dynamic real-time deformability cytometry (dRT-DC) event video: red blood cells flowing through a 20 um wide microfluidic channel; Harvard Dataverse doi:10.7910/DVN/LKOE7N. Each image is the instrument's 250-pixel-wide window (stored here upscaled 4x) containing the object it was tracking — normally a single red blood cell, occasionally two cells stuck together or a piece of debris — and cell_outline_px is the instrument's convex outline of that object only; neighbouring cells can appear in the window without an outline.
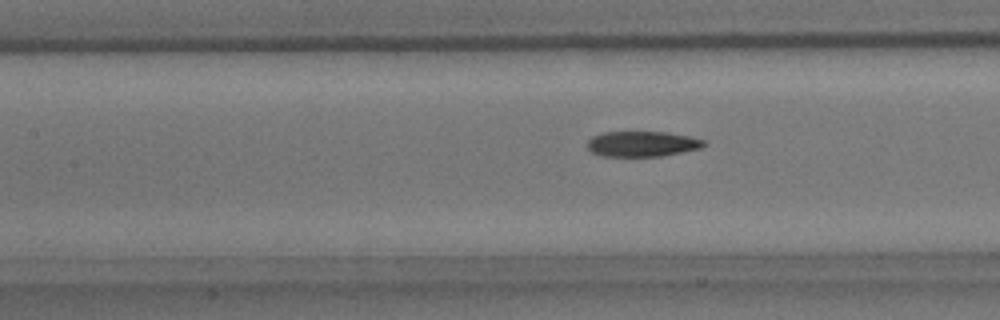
{"species": "common noctule bat (a hibernating species)", "species_latin": "Nyctalus noctula", "temperature_condition": "room temperature", "stored_images_in_passage": 7, "camera_frame_rate_fps": 3000, "um_per_image_px": 0.085, "animal": {"sex": "male", "body_mass_g": 15.6}, "frame": {"image": 1, "passage_image": 7, "time_ms": 2.0, "image_size_px": [1000, 320], "cell_outline_px": [[708, 144], [700, 148], [660, 156], [604, 156], [592, 152], [588, 148], [588, 140], [592, 136], [604, 132], [668, 132], [708, 140]], "centroid_in_image_um": [54.62, 12.22], "position_along_channel_um": 152.8, "area_um2": 17.22}}